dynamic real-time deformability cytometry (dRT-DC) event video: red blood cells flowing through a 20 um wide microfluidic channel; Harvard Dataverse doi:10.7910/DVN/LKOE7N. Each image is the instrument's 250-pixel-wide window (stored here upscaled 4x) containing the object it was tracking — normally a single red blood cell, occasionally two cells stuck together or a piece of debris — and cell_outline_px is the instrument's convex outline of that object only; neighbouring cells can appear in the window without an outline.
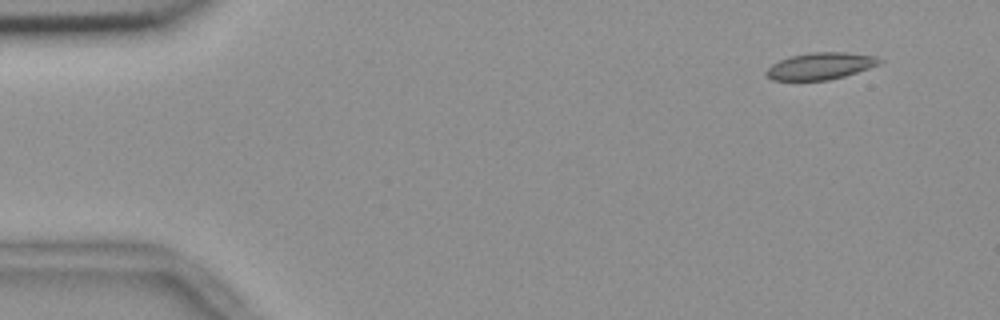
{"species": "common noctule bat (a hibernating species)", "species_latin": "Nyctalus noctula", "temperature_condition": "room temperature", "stored_images_in_passage": 53, "camera_frame_rate_fps": 3000, "um_per_image_px": 0.085, "animal": {"sex": "female", "body_mass_g": 18.4}, "frame": {"image": 1, "passage_image": 2, "time_ms": 0.333, "image_size_px": [1000, 320], "cell_outline_px": [[884, 60], [880, 64], [844, 76], [828, 80], [772, 80], [764, 72], [772, 64], [780, 60], [792, 56], [812, 52], [844, 52], [876, 56]], "centroid_in_image_um": [69.75, 5.61], "position_along_channel_um": 15.2, "area_um2": 17.57}}
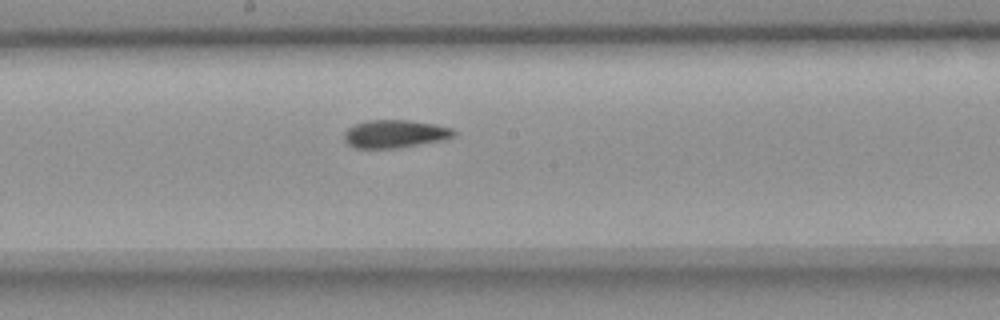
{"frame": {"image": 2, "passage_image": 27, "time_ms": 8.667, "image_size_px": [1000, 320], "cell_outline_px": [[456, 132], [452, 136], [444, 140], [396, 148], [356, 148], [348, 144], [344, 140], [344, 132], [348, 128], [356, 124], [368, 120], [408, 120], [432, 124], [452, 128]], "centroid_in_image_um": [33.54, 11.38], "position_along_channel_um": 214.7, "area_um2": 17.69}}
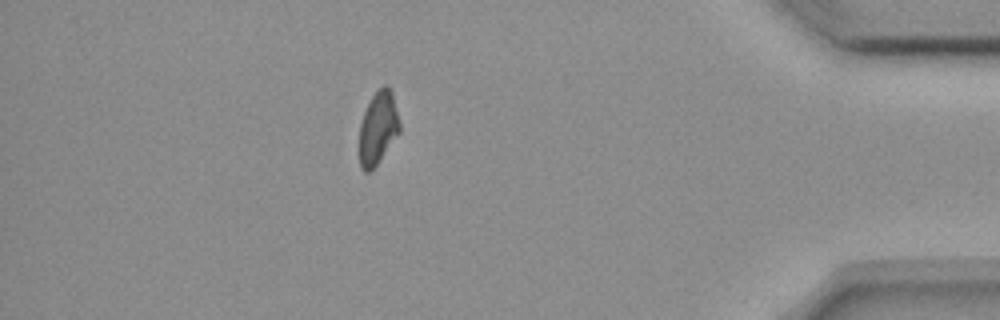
{"frame": {"image": 3, "passage_image": 46, "time_ms": 15.0, "image_size_px": [1000, 320], "cell_outline_px": [[400, 132], [376, 164], [368, 172], [364, 172], [360, 164], [360, 124], [364, 112], [372, 96], [384, 84], [392, 92], [400, 124]], "centroid_in_image_um": [32.14, 10.87], "position_along_channel_um": 403.1, "area_um2": 16.65}, "authors_computed_cell_mechanics": {"area_um2": 17.7446, "velocity_mm_per_s": 3.6709, "shape_relaxation_time_tau1_ms": null, "shape_relaxation_time_tau2_ms": 3.1149, "deformation_change_tau1": null, "deformation_change_tau2": 0.0748}}